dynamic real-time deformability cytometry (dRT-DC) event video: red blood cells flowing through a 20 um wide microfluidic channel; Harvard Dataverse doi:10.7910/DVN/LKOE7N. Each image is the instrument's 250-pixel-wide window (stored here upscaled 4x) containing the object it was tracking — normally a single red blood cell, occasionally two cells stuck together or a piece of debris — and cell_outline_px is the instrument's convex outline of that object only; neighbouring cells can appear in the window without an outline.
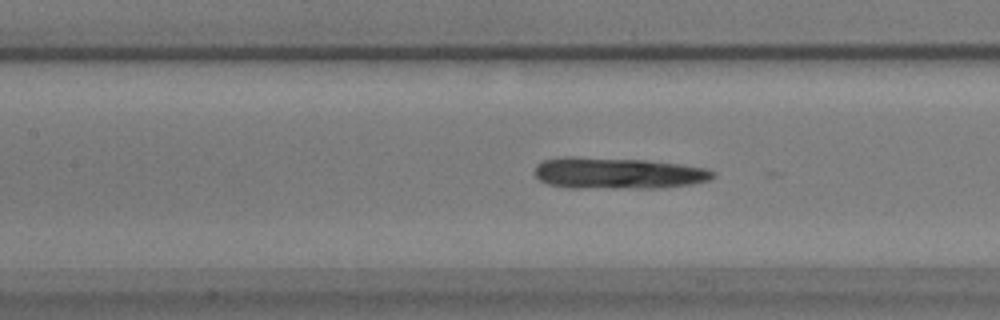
{"species": "common noctule bat (a hibernating species)", "species_latin": "Nyctalus noctula", "temperature_condition": "warm", "stored_images_in_passage": 49, "camera_frame_rate_fps": 3000, "um_per_image_px": 0.085, "animal": {"sex": "male", "body_mass_g": 17.9}, "frame": {"image": 1, "passage_image": 24, "time_ms": 7.667, "image_size_px": [1000, 320], "cell_outline_px": [[716, 176], [708, 180], [692, 184], [660, 188], [572, 188], [548, 184], [540, 180], [536, 176], [536, 164], [544, 160], [564, 156], [572, 156], [648, 160], [680, 164], [708, 168], [716, 172]], "centroid_in_image_um": [52.54, 14.72], "position_along_channel_um": 154.9, "area_um2": 32.95}}
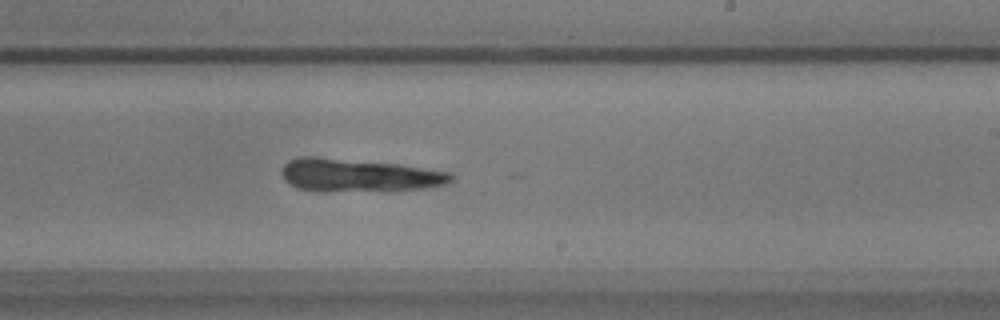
{"frame": {"image": 2, "passage_image": 33, "time_ms": 10.667, "image_size_px": [1000, 320], "cell_outline_px": [[452, 180], [444, 184], [424, 188], [392, 192], [324, 192], [296, 188], [288, 184], [284, 180], [280, 172], [280, 168], [288, 160], [300, 156], [316, 156], [400, 164], [452, 172]], "centroid_in_image_um": [30.45, 14.92], "position_along_channel_um": 258.6, "area_um2": 33.76}}
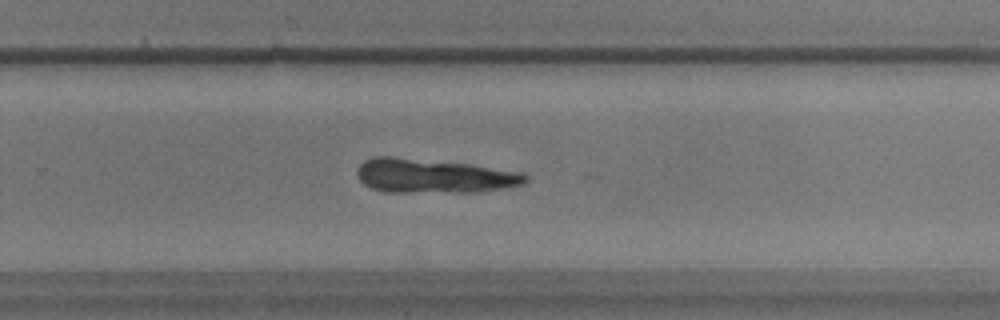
{"frame": {"image": 3, "passage_image": 36, "time_ms": 11.667, "image_size_px": [1000, 320], "cell_outline_px": [[528, 180], [524, 184], [476, 192], [388, 192], [372, 188], [364, 184], [360, 180], [356, 172], [356, 168], [364, 160], [372, 156], [392, 156], [468, 164], [524, 172], [528, 176]], "centroid_in_image_um": [36.84, 14.95], "position_along_channel_um": 293.0, "area_um2": 33.58}}